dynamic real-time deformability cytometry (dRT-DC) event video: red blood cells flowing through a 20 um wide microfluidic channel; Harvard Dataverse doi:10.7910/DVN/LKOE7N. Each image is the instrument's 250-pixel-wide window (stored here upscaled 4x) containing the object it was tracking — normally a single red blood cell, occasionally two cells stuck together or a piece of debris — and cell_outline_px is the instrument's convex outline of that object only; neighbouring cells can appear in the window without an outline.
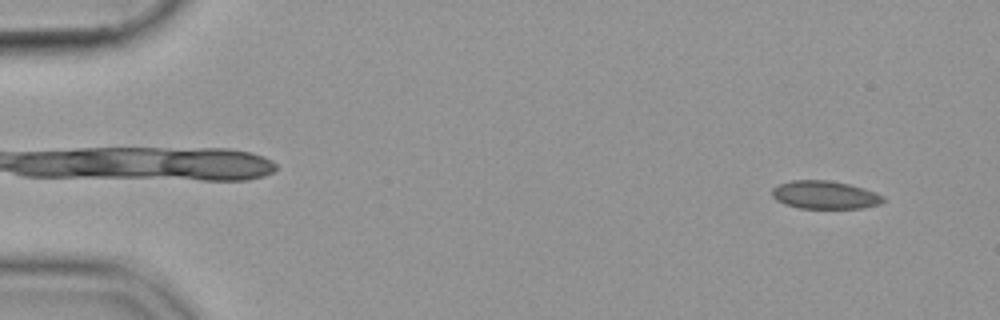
{"species": "common noctule bat (a hibernating species)", "species_latin": "Nyctalus noctula", "temperature_condition": "cold", "stored_images_in_passage": 12, "camera_frame_rate_fps": 3000, "um_per_image_px": 0.085, "animal": {"sex": "female", "body_mass_g": 19.9}, "frame": {"image": 1, "passage_image": 4, "time_ms": 1.0, "image_size_px": [1000, 320], "cell_outline_px": [[884, 200], [880, 204], [864, 208], [800, 208], [784, 204], [776, 200], [772, 196], [772, 188], [780, 184], [792, 180], [828, 180], [848, 184], [864, 188], [876, 192], [884, 196]], "centroid_in_image_um": [70.12, 16.57], "position_along_channel_um": 14.9, "area_um2": 18.21}}